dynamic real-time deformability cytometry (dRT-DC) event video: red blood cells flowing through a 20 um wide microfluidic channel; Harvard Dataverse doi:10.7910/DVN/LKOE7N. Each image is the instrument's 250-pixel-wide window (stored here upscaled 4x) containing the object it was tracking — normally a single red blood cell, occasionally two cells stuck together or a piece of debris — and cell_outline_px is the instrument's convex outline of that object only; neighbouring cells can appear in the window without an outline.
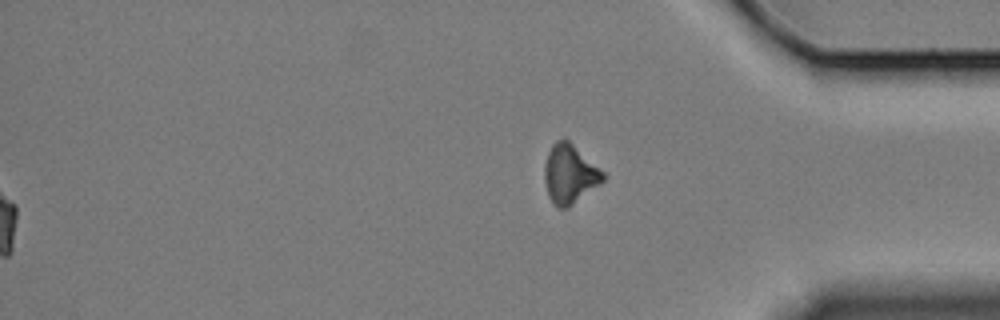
{"species": "Egyptian fruit bat (a non-hibernating species)", "species_latin": "Rousettus aegyptiacus", "temperature_condition": "cold", "stored_images_in_passage": 47, "segment_of_instrument_passage": [2, 2], "camera_frame_rate_fps": 3000, "um_per_image_px": 0.085, "animal": {"sex": "female"}, "frame": {"image": 1, "passage_image": 47, "time_ms": 15.333, "image_size_px": [1000, 320], "cell_outline_px": [[604, 180], [600, 184], [568, 208], [556, 208], [552, 204], [548, 196], [544, 180], [544, 164], [548, 152], [552, 144], [556, 140], [568, 140], [604, 172]], "centroid_in_image_um": [48.39, 14.83], "position_along_channel_um": 386.8, "area_um2": 20.11}}